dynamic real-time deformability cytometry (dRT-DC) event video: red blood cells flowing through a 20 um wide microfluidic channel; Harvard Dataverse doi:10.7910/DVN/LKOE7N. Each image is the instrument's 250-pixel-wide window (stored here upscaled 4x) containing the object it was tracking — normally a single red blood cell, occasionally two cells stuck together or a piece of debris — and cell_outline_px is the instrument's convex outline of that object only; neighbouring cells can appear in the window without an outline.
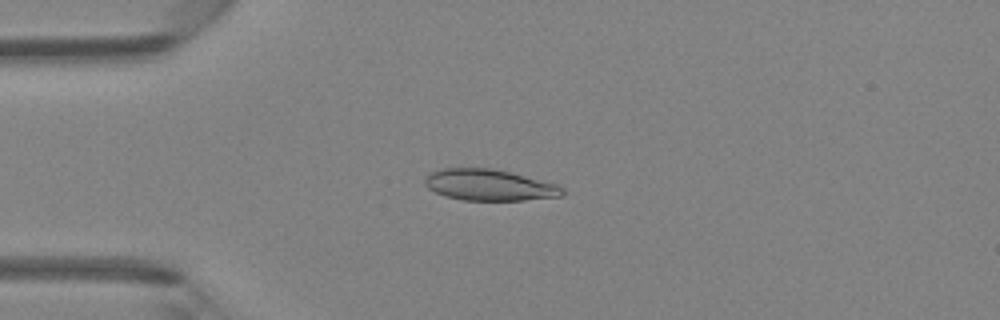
{"species": "Egyptian fruit bat (a non-hibernating species)", "species_latin": "Rousettus aegyptiacus", "temperature_condition": "room temperature", "stored_images_in_passage": 47, "camera_frame_rate_fps": 3000, "um_per_image_px": 0.085, "animal": {"sex": "female"}, "frame": {"image": 1, "passage_image": 12, "time_ms": 3.667, "image_size_px": [1000, 320], "cell_outline_px": [[564, 196], [524, 200], [464, 200], [444, 196], [428, 188], [424, 184], [424, 180], [432, 172], [440, 168], [492, 168], [560, 184], [564, 188]], "centroid_in_image_um": [41.63, 15.73], "position_along_channel_um": 43.4, "area_um2": 25.14}}
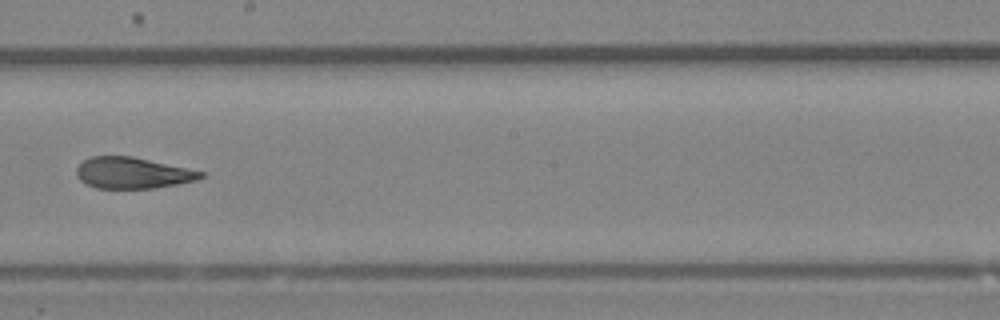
{"frame": {"image": 2, "passage_image": 27, "time_ms": 8.667, "image_size_px": [1000, 320], "cell_outline_px": [[204, 176], [196, 180], [156, 188], [96, 188], [84, 184], [76, 176], [76, 168], [84, 160], [92, 156], [132, 156], [204, 172]], "centroid_in_image_um": [11.22, 14.7], "position_along_channel_um": 237.0, "area_um2": 22.48}}
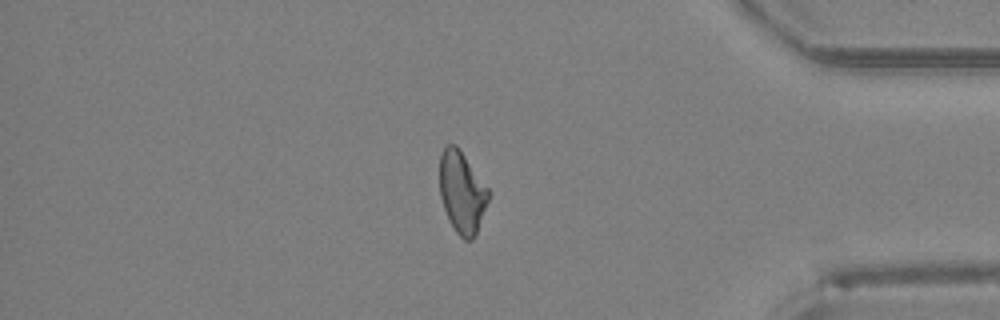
{"frame": {"image": 3, "passage_image": 40, "time_ms": 13.0, "image_size_px": [1000, 320], "cell_outline_px": [[492, 192], [476, 232], [472, 240], [464, 240], [456, 232], [448, 220], [440, 196], [440, 156], [444, 148], [448, 144], [456, 144], [460, 148]], "centroid_in_image_um": [39.28, 16.31], "position_along_channel_um": 395.9, "area_um2": 23.47}, "authors_computed_cell_mechanics": {"area_um2": 24.2182, "velocity_mm_per_s": 4.3172, "shape_relaxation_time_tau1_ms": null, "shape_relaxation_time_tau2_ms": 2.3521, "deformation_change_tau1": null, "deformation_change_tau2": 0.0758}}